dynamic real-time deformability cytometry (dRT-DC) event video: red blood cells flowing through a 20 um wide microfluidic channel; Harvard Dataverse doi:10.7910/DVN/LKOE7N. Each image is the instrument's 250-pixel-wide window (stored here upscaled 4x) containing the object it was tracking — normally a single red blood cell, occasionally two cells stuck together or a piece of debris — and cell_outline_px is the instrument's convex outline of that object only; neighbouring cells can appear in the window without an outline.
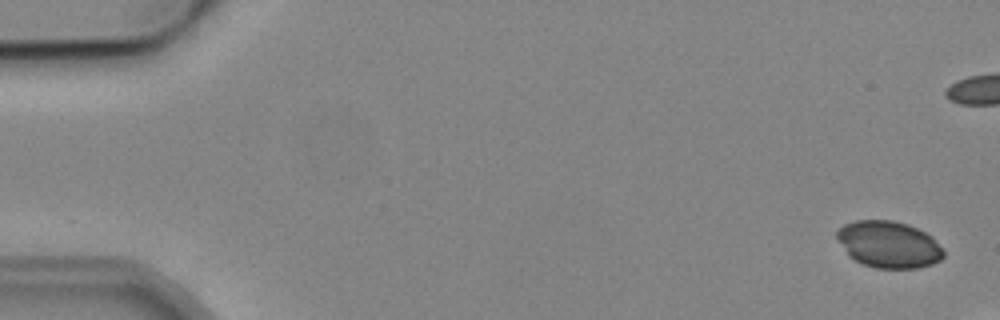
{"species": "common noctule bat (a hibernating species)", "species_latin": "Nyctalus noctula", "temperature_condition": "cold", "stored_images_in_passage": 6, "camera_frame_rate_fps": 3000, "um_per_image_px": 0.085, "animal": {"sex": "male", "body_mass_g": 19.2, "forearm_length_mm": 51.8}, "frame": {"image": 1, "passage_image": 1, "time_ms": 0.0, "image_size_px": [1000, 320], "cell_outline_px": [[944, 256], [940, 260], [932, 264], [916, 268], [876, 268], [864, 264], [848, 256], [836, 236], [836, 232], [844, 224], [856, 220], [892, 220], [908, 224], [932, 236], [944, 248]], "centroid_in_image_um": [75.56, 20.77], "position_along_channel_um": 9.4, "area_um2": 29.07}}